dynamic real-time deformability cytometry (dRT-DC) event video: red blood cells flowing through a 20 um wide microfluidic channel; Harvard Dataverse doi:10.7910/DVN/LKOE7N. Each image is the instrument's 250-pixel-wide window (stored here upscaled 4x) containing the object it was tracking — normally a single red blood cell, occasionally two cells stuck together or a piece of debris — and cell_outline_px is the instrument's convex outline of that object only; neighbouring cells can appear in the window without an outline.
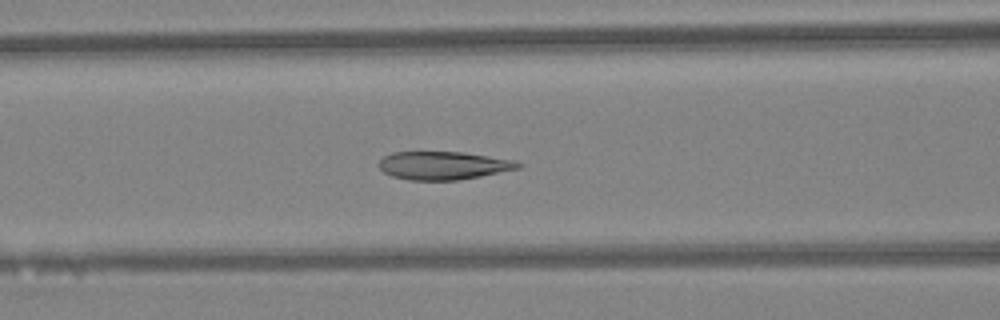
{"species": "Egyptian fruit bat (a non-hibernating species)", "species_latin": "Rousettus aegyptiacus", "temperature_condition": "warm", "stored_images_in_passage": 45, "camera_frame_rate_fps": 3000, "um_per_image_px": 0.085, "animal": {"sex": "female"}, "frame": {"image": 1, "passage_image": 18, "time_ms": 5.667, "image_size_px": [1000, 320], "cell_outline_px": [[524, 164], [520, 168], [480, 176], [456, 180], [408, 180], [392, 176], [384, 172], [380, 168], [380, 160], [384, 156], [392, 152], [464, 152], [516, 160]], "centroid_in_image_um": [37.72, 14.06], "position_along_channel_um": 128.9, "area_um2": 22.83}}
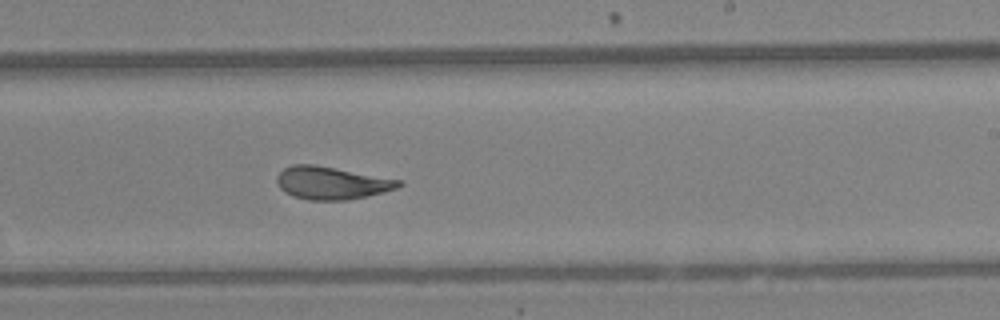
{"frame": {"image": 2, "passage_image": 27, "time_ms": 8.667, "image_size_px": [1000, 320], "cell_outline_px": [[404, 184], [396, 188], [368, 196], [348, 200], [308, 200], [292, 196], [284, 192], [276, 184], [276, 176], [284, 168], [292, 164], [312, 164], [400, 180]], "centroid_in_image_um": [28.13, 15.56], "position_along_channel_um": 260.9, "area_um2": 23.12}}
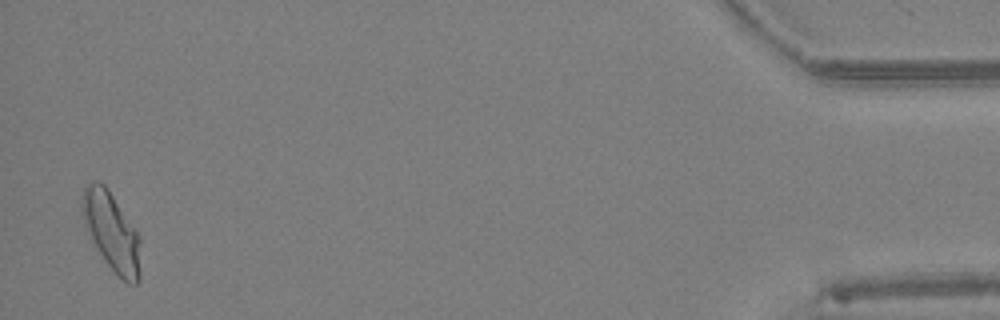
{"frame": {"image": 3, "passage_image": 44, "time_ms": 14.333, "image_size_px": [1000, 320], "cell_outline_px": [[140, 280], [136, 284], [128, 284], [108, 264], [92, 240], [84, 220], [80, 204], [84, 188], [88, 184], [104, 184], [140, 236]], "centroid_in_image_um": [9.51, 19.73], "position_along_channel_um": 425.7, "area_um2": 25.78}, "authors_computed_cell_mechanics": {"area_um2": 23.9292, "velocity_mm_per_s": 4.4108, "shape_relaxation_time_tau1_ms": 6.4879, "shape_relaxation_time_tau2_ms": 1.1098, "deformation_change_tau1": 0.1921, "deformation_change_tau2": 0.0572}}